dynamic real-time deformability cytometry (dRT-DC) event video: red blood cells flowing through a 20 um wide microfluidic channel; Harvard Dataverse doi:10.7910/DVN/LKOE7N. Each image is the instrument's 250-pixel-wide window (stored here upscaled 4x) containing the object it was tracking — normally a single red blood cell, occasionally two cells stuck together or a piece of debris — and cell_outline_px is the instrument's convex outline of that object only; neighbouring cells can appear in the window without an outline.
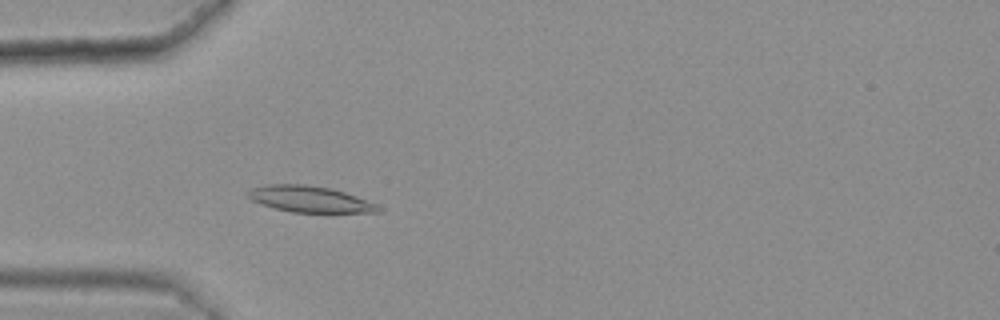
{"species": "common noctule bat (a hibernating species)", "species_latin": "Nyctalus noctula", "temperature_condition": "warm", "stored_images_in_passage": 39, "camera_frame_rate_fps": 3000, "um_per_image_px": 0.085, "animal": {"sex": "female", "body_mass_g": 25.1}, "frame": {"image": 1, "passage_image": 9, "time_ms": 2.667, "image_size_px": [1000, 320], "cell_outline_px": [[380, 212], [292, 212], [260, 204], [252, 200], [244, 192], [252, 188], [268, 184], [304, 184], [332, 188], [356, 196], [376, 204], [380, 208]], "centroid_in_image_um": [26.28, 16.91], "position_along_channel_um": 58.7, "area_um2": 19.77}}
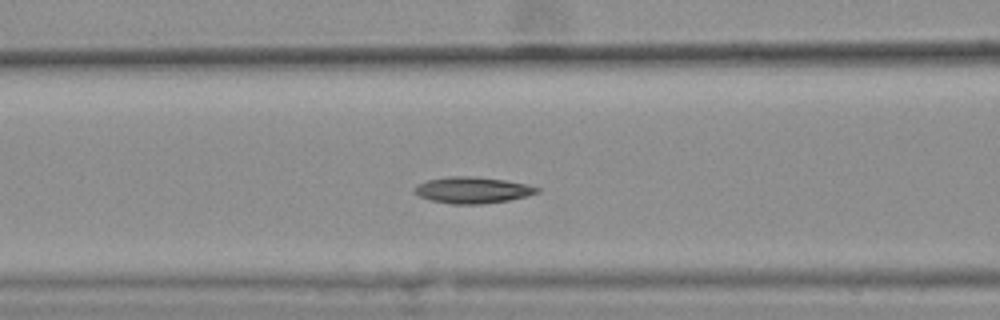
{"frame": {"image": 2, "passage_image": 15, "time_ms": 4.667, "image_size_px": [1000, 320], "cell_outline_px": [[540, 192], [528, 196], [508, 200], [484, 204], [452, 204], [432, 200], [420, 196], [416, 192], [416, 188], [420, 184], [428, 180], [448, 176], [472, 176], [504, 180], [528, 184], [540, 188]], "centroid_in_image_um": [40.25, 16.16], "position_along_channel_um": 126.4, "area_um2": 18.61}}
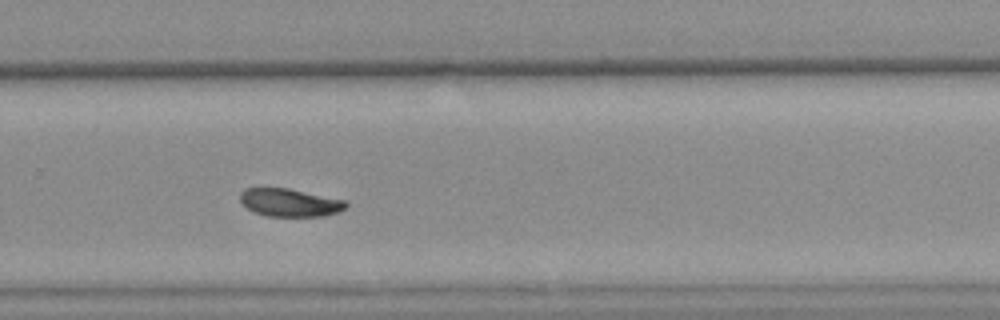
{"frame": {"image": 3, "passage_image": 30, "time_ms": 9.667, "image_size_px": [1000, 320], "cell_outline_px": [[348, 204], [344, 208], [336, 212], [324, 216], [268, 216], [252, 212], [240, 200], [240, 192], [244, 188], [256, 184], [264, 184], [288, 188], [348, 200]], "centroid_in_image_um": [24.54, 17.15], "position_along_channel_um": 305.3, "area_um2": 18.03}, "authors_computed_cell_mechanics": {"area_um2": 18.3226, "velocity_mm_per_s": 3.5895, "shape_relaxation_time_tau1_ms": 8.5392, "shape_relaxation_time_tau2_ms": 3.8081, "deformation_change_tau1": 0.1772, "deformation_change_tau2": 0.0774}}